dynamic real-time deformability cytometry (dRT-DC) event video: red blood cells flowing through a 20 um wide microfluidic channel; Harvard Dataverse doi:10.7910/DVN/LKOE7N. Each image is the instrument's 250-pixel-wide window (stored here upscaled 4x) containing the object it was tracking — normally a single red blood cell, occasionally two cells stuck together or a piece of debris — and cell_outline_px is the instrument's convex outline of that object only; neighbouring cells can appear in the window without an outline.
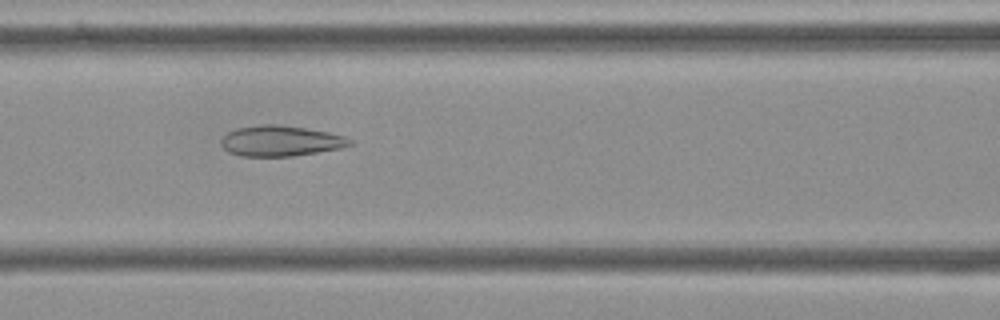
{"species": "Egyptian fruit bat (a non-hibernating species)", "species_latin": "Rousettus aegyptiacus", "temperature_condition": "cold", "stored_images_in_passage": 55, "camera_frame_rate_fps": 3000, "um_per_image_px": 0.085, "frame": {"image": 1, "passage_image": 23, "time_ms": 7.333, "image_size_px": [1000, 320], "cell_outline_px": [[352, 144], [340, 148], [292, 156], [240, 156], [228, 152], [220, 144], [220, 140], [228, 132], [236, 128], [260, 124], [280, 124], [328, 132], [344, 136], [352, 140]], "centroid_in_image_um": [23.81, 11.97], "position_along_channel_um": 142.8, "area_um2": 22.89}}
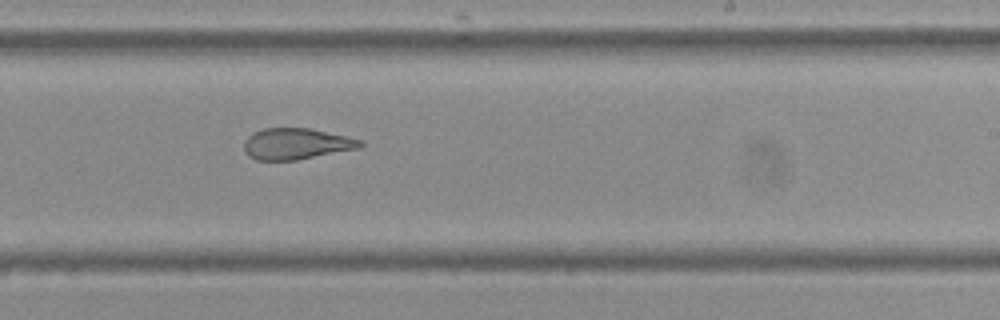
{"frame": {"image": 2, "passage_image": 33, "time_ms": 10.667, "image_size_px": [1000, 320], "cell_outline_px": [[364, 144], [360, 148], [296, 160], [256, 160], [248, 156], [244, 148], [244, 140], [252, 132], [264, 128], [308, 128], [348, 136], [360, 140]], "centroid_in_image_um": [25.16, 12.22], "position_along_channel_um": 263.8, "area_um2": 21.15}}
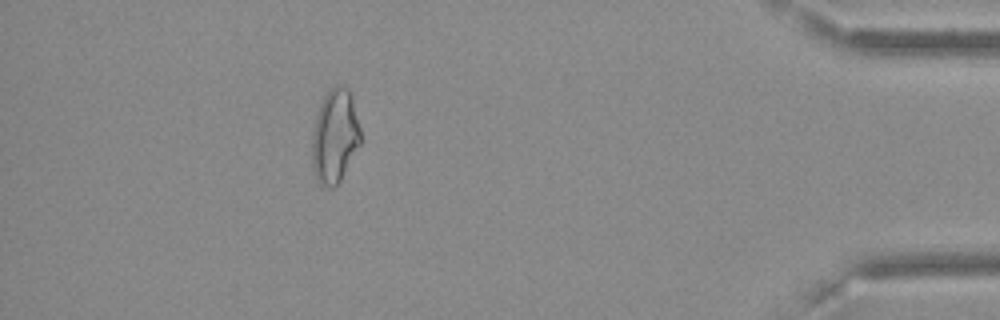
{"frame": {"image": 3, "passage_image": 49, "time_ms": 16.0, "image_size_px": [1000, 320], "cell_outline_px": [[360, 144], [340, 180], [332, 188], [328, 188], [320, 184], [316, 176], [312, 164], [312, 136], [316, 116], [320, 104], [324, 96], [336, 84], [340, 84], [348, 88], [352, 96], [360, 128]], "centroid_in_image_um": [28.46, 11.55], "position_along_channel_um": 406.7, "area_um2": 26.3}, "authors_computed_cell_mechanics": {"area_um2": 25.5476, "velocity_mm_per_s": 3.6434, "shape_relaxation_time_tau1_ms": null, "shape_relaxation_time_tau2_ms": 1.9865, "deformation_change_tau1": null, "deformation_change_tau2": 0.0987}}